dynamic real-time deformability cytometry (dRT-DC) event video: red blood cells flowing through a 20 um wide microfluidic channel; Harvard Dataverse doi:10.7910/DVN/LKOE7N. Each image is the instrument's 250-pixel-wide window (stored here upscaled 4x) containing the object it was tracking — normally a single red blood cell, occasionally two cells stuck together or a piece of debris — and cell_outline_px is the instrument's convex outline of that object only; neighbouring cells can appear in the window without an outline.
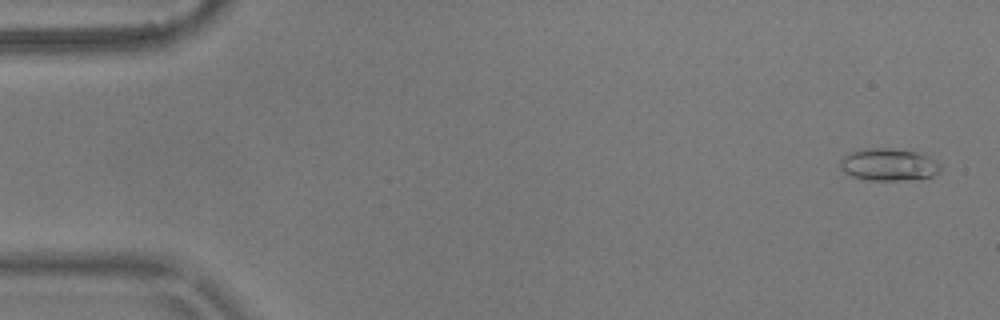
{"species": "common noctule bat (a hibernating species)", "species_latin": "Nyctalus noctula", "temperature_condition": "warm", "stored_images_in_passage": 4, "camera_frame_rate_fps": 3000, "um_per_image_px": 0.085, "animal": {"sex": "male", "body_mass_g": 17.9}, "frame": {"image": 1, "passage_image": 1, "time_ms": 0.0, "image_size_px": [1000, 320], "cell_outline_px": [[940, 172], [936, 176], [900, 180], [864, 180], [852, 176], [844, 172], [840, 168], [840, 160], [844, 156], [852, 152], [864, 148], [892, 148], [916, 152], [928, 156], [936, 160], [940, 164]], "centroid_in_image_um": [75.54, 13.99], "position_along_channel_um": 9.5, "area_um2": 18.96}}